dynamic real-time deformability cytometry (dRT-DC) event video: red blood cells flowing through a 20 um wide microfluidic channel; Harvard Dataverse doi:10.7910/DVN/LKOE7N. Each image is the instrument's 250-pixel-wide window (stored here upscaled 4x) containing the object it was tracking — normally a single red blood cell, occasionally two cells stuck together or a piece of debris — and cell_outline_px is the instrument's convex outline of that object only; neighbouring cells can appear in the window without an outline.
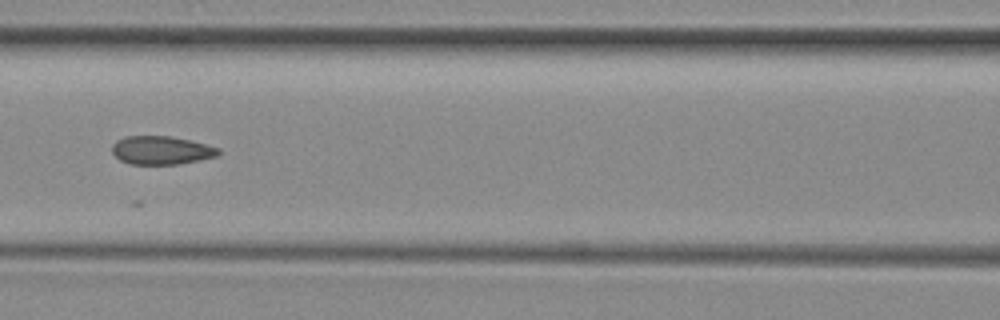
{"species": "common noctule bat (a hibernating species)", "species_latin": "Nyctalus noctula", "temperature_condition": "room temperature", "stored_images_in_passage": 4, "camera_frame_rate_fps": 3000, "um_per_image_px": 0.085, "animal": {"sex": "female", "body_mass_g": 29.2, "forearm_length_mm": 56.3}, "frame": {"image": 1, "passage_image": 4, "time_ms": 3.667, "image_size_px": [1000, 320], "cell_outline_px": [[220, 152], [216, 156], [200, 160], [180, 164], [128, 164], [120, 160], [112, 152], [112, 144], [116, 140], [124, 136], [168, 136], [188, 140], [220, 148]], "centroid_in_image_um": [13.68, 12.77], "position_along_channel_um": 152.9, "area_um2": 17.57}}